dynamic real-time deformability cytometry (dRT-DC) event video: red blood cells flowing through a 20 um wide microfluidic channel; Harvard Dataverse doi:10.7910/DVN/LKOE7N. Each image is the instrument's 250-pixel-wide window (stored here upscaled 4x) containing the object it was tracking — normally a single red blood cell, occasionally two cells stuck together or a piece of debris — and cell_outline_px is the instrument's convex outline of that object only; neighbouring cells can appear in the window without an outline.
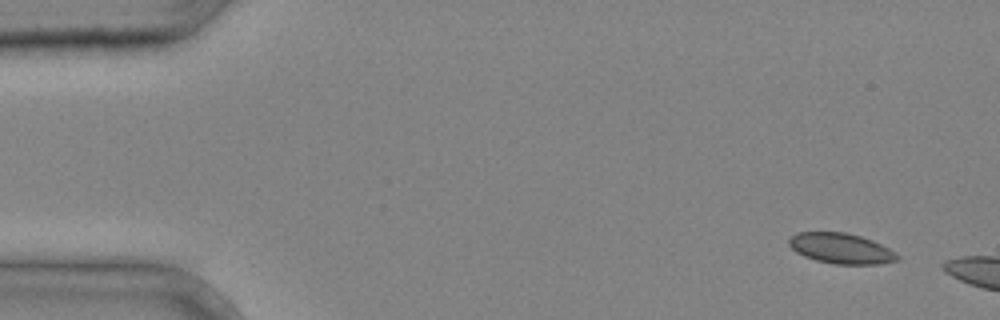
{"species": "common noctule bat (a hibernating species)", "species_latin": "Nyctalus noctula", "temperature_condition": "cold", "stored_images_in_passage": 2, "camera_frame_rate_fps": 3000, "um_per_image_px": 0.085, "animal": {"sex": "male", "body_mass_g": 20.4}, "frame": {"image": 1, "passage_image": 1, "time_ms": 0.0, "image_size_px": [1000, 320], "cell_outline_px": [[900, 260], [880, 264], [836, 264], [816, 260], [804, 256], [796, 252], [788, 244], [788, 240], [796, 232], [844, 232], [860, 236], [872, 240], [888, 248], [900, 256]], "centroid_in_image_um": [71.49, 21.12], "position_along_channel_um": 13.5, "area_um2": 19.19}}